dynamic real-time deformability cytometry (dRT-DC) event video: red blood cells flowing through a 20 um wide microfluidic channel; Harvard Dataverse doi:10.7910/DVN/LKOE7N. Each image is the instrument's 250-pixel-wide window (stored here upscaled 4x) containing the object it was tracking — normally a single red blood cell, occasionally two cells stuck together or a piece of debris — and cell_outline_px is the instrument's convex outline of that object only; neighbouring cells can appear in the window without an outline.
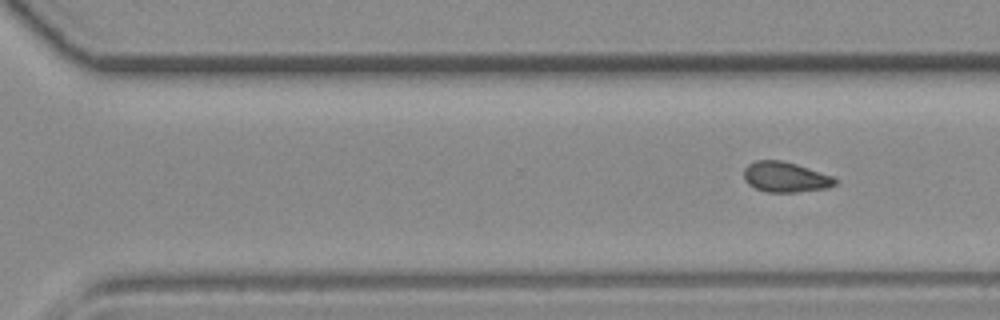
{"species": "common noctule bat (a hibernating species)", "species_latin": "Nyctalus noctula", "temperature_condition": "room temperature", "stored_images_in_passage": 9, "segment_of_instrument_passage": [2, 2], "camera_frame_rate_fps": 3000, "um_per_image_px": 0.085, "animal": {"sex": "female", "body_mass_g": 19.3, "forearm_length_mm": 54.1}, "frame": {"image": 1, "passage_image": 9, "time_ms": 2.667, "image_size_px": [1000, 320], "cell_outline_px": [[836, 184], [828, 188], [796, 192], [768, 192], [756, 188], [748, 184], [744, 180], [744, 168], [748, 164], [756, 160], [780, 160], [796, 164], [832, 176], [836, 180]], "centroid_in_image_um": [66.73, 15.05], "position_along_channel_um": 303.9, "area_um2": 16.01}}